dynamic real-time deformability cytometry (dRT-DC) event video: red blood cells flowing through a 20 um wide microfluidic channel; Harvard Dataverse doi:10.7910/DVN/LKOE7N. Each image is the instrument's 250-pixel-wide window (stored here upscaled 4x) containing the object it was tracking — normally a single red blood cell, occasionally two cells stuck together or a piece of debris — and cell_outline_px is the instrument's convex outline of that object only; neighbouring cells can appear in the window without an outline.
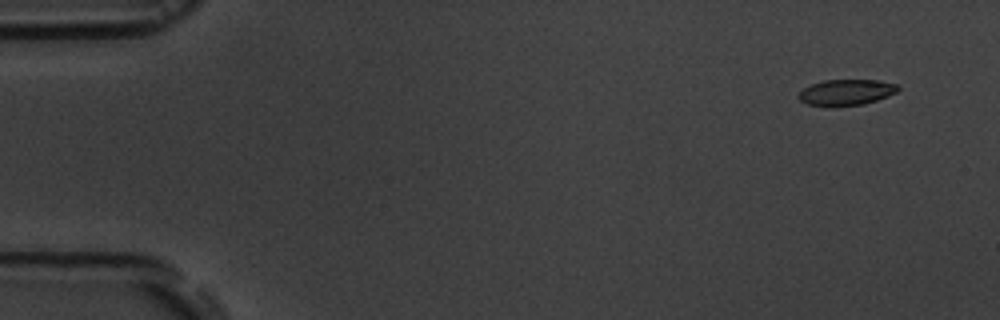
{"species": "common noctule bat (a hibernating species)", "species_latin": "Nyctalus noctula", "temperature_condition": "room temperature", "stored_images_in_passage": 4, "camera_frame_rate_fps": 3000, "um_per_image_px": 0.085, "animal": {"sex": "male", "body_mass_g": 19.5, "forearm_length_mm": 54.6}, "frame": {"image": 1, "passage_image": 1, "time_ms": 0.0, "image_size_px": [1000, 320], "cell_outline_px": [[900, 88], [896, 92], [888, 96], [864, 104], [828, 108], [808, 104], [800, 100], [796, 96], [804, 88], [812, 84], [824, 80], [880, 80], [896, 84]], "centroid_in_image_um": [71.91, 7.87], "position_along_channel_um": 13.1, "area_um2": 15.26}}
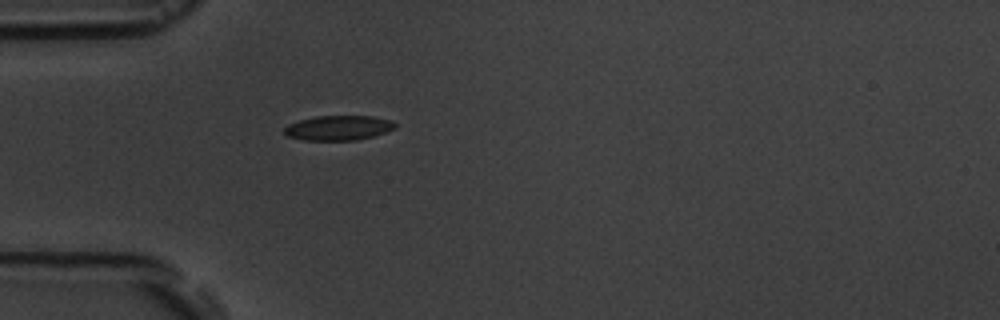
{"frame": {"image": 2, "passage_image": 4, "time_ms": 4.333, "image_size_px": [1000, 320], "cell_outline_px": [[396, 128], [372, 136], [356, 140], [304, 140], [288, 136], [284, 132], [284, 128], [288, 124], [300, 120], [316, 116], [372, 116], [392, 120], [396, 124]], "centroid_in_image_um": [28.77, 10.86], "position_along_channel_um": 56.2, "area_um2": 15.9}}